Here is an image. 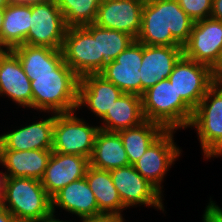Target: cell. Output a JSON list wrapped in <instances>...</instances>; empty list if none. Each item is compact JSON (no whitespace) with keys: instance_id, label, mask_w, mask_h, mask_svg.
<instances>
[{"instance_id":"1","label":"cell","mask_w":222,"mask_h":222,"mask_svg":"<svg viewBox=\"0 0 222 222\" xmlns=\"http://www.w3.org/2000/svg\"><path fill=\"white\" fill-rule=\"evenodd\" d=\"M193 24L177 0H152L143 5L141 30L136 40L151 46H183Z\"/></svg>"},{"instance_id":"2","label":"cell","mask_w":222,"mask_h":222,"mask_svg":"<svg viewBox=\"0 0 222 222\" xmlns=\"http://www.w3.org/2000/svg\"><path fill=\"white\" fill-rule=\"evenodd\" d=\"M32 87V110L45 113L77 111L80 78L63 62L53 74L27 75Z\"/></svg>"},{"instance_id":"3","label":"cell","mask_w":222,"mask_h":222,"mask_svg":"<svg viewBox=\"0 0 222 222\" xmlns=\"http://www.w3.org/2000/svg\"><path fill=\"white\" fill-rule=\"evenodd\" d=\"M141 97L145 120L157 123L165 130L188 128L194 110L177 95L169 79L148 88Z\"/></svg>"},{"instance_id":"4","label":"cell","mask_w":222,"mask_h":222,"mask_svg":"<svg viewBox=\"0 0 222 222\" xmlns=\"http://www.w3.org/2000/svg\"><path fill=\"white\" fill-rule=\"evenodd\" d=\"M2 207L17 220L41 221L52 214V198L40 180L27 177H7Z\"/></svg>"},{"instance_id":"5","label":"cell","mask_w":222,"mask_h":222,"mask_svg":"<svg viewBox=\"0 0 222 222\" xmlns=\"http://www.w3.org/2000/svg\"><path fill=\"white\" fill-rule=\"evenodd\" d=\"M189 128L197 131L204 159L222 157V85L210 87L194 109Z\"/></svg>"},{"instance_id":"6","label":"cell","mask_w":222,"mask_h":222,"mask_svg":"<svg viewBox=\"0 0 222 222\" xmlns=\"http://www.w3.org/2000/svg\"><path fill=\"white\" fill-rule=\"evenodd\" d=\"M61 51L64 62L79 78L98 74L103 69V57H99L98 26L94 23L67 28Z\"/></svg>"},{"instance_id":"7","label":"cell","mask_w":222,"mask_h":222,"mask_svg":"<svg viewBox=\"0 0 222 222\" xmlns=\"http://www.w3.org/2000/svg\"><path fill=\"white\" fill-rule=\"evenodd\" d=\"M76 111L56 113L53 126L52 151L91 158L99 126L87 123ZM85 119V120H84Z\"/></svg>"},{"instance_id":"8","label":"cell","mask_w":222,"mask_h":222,"mask_svg":"<svg viewBox=\"0 0 222 222\" xmlns=\"http://www.w3.org/2000/svg\"><path fill=\"white\" fill-rule=\"evenodd\" d=\"M176 130H166L155 140L133 165L146 180L162 194L164 178L173 164L182 155V148L174 142Z\"/></svg>"},{"instance_id":"9","label":"cell","mask_w":222,"mask_h":222,"mask_svg":"<svg viewBox=\"0 0 222 222\" xmlns=\"http://www.w3.org/2000/svg\"><path fill=\"white\" fill-rule=\"evenodd\" d=\"M110 173L113 184L126 208L144 205L165 213L164 195L138 173L134 165L112 169Z\"/></svg>"},{"instance_id":"10","label":"cell","mask_w":222,"mask_h":222,"mask_svg":"<svg viewBox=\"0 0 222 222\" xmlns=\"http://www.w3.org/2000/svg\"><path fill=\"white\" fill-rule=\"evenodd\" d=\"M67 28L56 0L31 5L30 30L25 44L62 49Z\"/></svg>"},{"instance_id":"11","label":"cell","mask_w":222,"mask_h":222,"mask_svg":"<svg viewBox=\"0 0 222 222\" xmlns=\"http://www.w3.org/2000/svg\"><path fill=\"white\" fill-rule=\"evenodd\" d=\"M177 95L194 110L214 84L212 69L182 56L168 77Z\"/></svg>"},{"instance_id":"12","label":"cell","mask_w":222,"mask_h":222,"mask_svg":"<svg viewBox=\"0 0 222 222\" xmlns=\"http://www.w3.org/2000/svg\"><path fill=\"white\" fill-rule=\"evenodd\" d=\"M222 50V21L206 18L194 22L188 41L183 45V56L213 67Z\"/></svg>"},{"instance_id":"13","label":"cell","mask_w":222,"mask_h":222,"mask_svg":"<svg viewBox=\"0 0 222 222\" xmlns=\"http://www.w3.org/2000/svg\"><path fill=\"white\" fill-rule=\"evenodd\" d=\"M142 63V43L134 40L111 63L99 73L117 86L123 93L141 96L140 67Z\"/></svg>"},{"instance_id":"14","label":"cell","mask_w":222,"mask_h":222,"mask_svg":"<svg viewBox=\"0 0 222 222\" xmlns=\"http://www.w3.org/2000/svg\"><path fill=\"white\" fill-rule=\"evenodd\" d=\"M141 0H102L94 24L129 34L135 40L141 30Z\"/></svg>"},{"instance_id":"15","label":"cell","mask_w":222,"mask_h":222,"mask_svg":"<svg viewBox=\"0 0 222 222\" xmlns=\"http://www.w3.org/2000/svg\"><path fill=\"white\" fill-rule=\"evenodd\" d=\"M7 96L18 107L32 110L31 80L12 50H0V97Z\"/></svg>"},{"instance_id":"16","label":"cell","mask_w":222,"mask_h":222,"mask_svg":"<svg viewBox=\"0 0 222 222\" xmlns=\"http://www.w3.org/2000/svg\"><path fill=\"white\" fill-rule=\"evenodd\" d=\"M51 116H50V115ZM48 117L34 120L17 129L0 135V150H45L52 149L53 126L56 113H48Z\"/></svg>"},{"instance_id":"17","label":"cell","mask_w":222,"mask_h":222,"mask_svg":"<svg viewBox=\"0 0 222 222\" xmlns=\"http://www.w3.org/2000/svg\"><path fill=\"white\" fill-rule=\"evenodd\" d=\"M183 56V46H151L142 44L140 67L141 96L156 83L168 79L175 64Z\"/></svg>"},{"instance_id":"18","label":"cell","mask_w":222,"mask_h":222,"mask_svg":"<svg viewBox=\"0 0 222 222\" xmlns=\"http://www.w3.org/2000/svg\"><path fill=\"white\" fill-rule=\"evenodd\" d=\"M123 92L110 81L98 74L80 78L78 84L77 111L86 107L99 121Z\"/></svg>"},{"instance_id":"19","label":"cell","mask_w":222,"mask_h":222,"mask_svg":"<svg viewBox=\"0 0 222 222\" xmlns=\"http://www.w3.org/2000/svg\"><path fill=\"white\" fill-rule=\"evenodd\" d=\"M89 165L87 157L52 151L41 184L52 198L66 185L85 177Z\"/></svg>"},{"instance_id":"20","label":"cell","mask_w":222,"mask_h":222,"mask_svg":"<svg viewBox=\"0 0 222 222\" xmlns=\"http://www.w3.org/2000/svg\"><path fill=\"white\" fill-rule=\"evenodd\" d=\"M56 208L79 219L99 215L95 195L85 177L66 185L52 197V214L57 212Z\"/></svg>"},{"instance_id":"21","label":"cell","mask_w":222,"mask_h":222,"mask_svg":"<svg viewBox=\"0 0 222 222\" xmlns=\"http://www.w3.org/2000/svg\"><path fill=\"white\" fill-rule=\"evenodd\" d=\"M52 149L45 150H0V165L5 168L6 177H27L41 180Z\"/></svg>"},{"instance_id":"22","label":"cell","mask_w":222,"mask_h":222,"mask_svg":"<svg viewBox=\"0 0 222 222\" xmlns=\"http://www.w3.org/2000/svg\"><path fill=\"white\" fill-rule=\"evenodd\" d=\"M144 121L142 97L136 94L123 93L114 101L98 126L99 129L105 131L118 132L138 126Z\"/></svg>"},{"instance_id":"23","label":"cell","mask_w":222,"mask_h":222,"mask_svg":"<svg viewBox=\"0 0 222 222\" xmlns=\"http://www.w3.org/2000/svg\"><path fill=\"white\" fill-rule=\"evenodd\" d=\"M89 162L90 166L107 171L130 165L118 132L99 129Z\"/></svg>"},{"instance_id":"24","label":"cell","mask_w":222,"mask_h":222,"mask_svg":"<svg viewBox=\"0 0 222 222\" xmlns=\"http://www.w3.org/2000/svg\"><path fill=\"white\" fill-rule=\"evenodd\" d=\"M31 5L9 3L4 8L0 50H12L25 44L30 30Z\"/></svg>"},{"instance_id":"25","label":"cell","mask_w":222,"mask_h":222,"mask_svg":"<svg viewBox=\"0 0 222 222\" xmlns=\"http://www.w3.org/2000/svg\"><path fill=\"white\" fill-rule=\"evenodd\" d=\"M85 178L95 195L100 214L123 216V205L118 191L113 184L110 171L98 169L89 165Z\"/></svg>"},{"instance_id":"26","label":"cell","mask_w":222,"mask_h":222,"mask_svg":"<svg viewBox=\"0 0 222 222\" xmlns=\"http://www.w3.org/2000/svg\"><path fill=\"white\" fill-rule=\"evenodd\" d=\"M26 75L53 74L63 62L61 49L23 44L12 49Z\"/></svg>"},{"instance_id":"27","label":"cell","mask_w":222,"mask_h":222,"mask_svg":"<svg viewBox=\"0 0 222 222\" xmlns=\"http://www.w3.org/2000/svg\"><path fill=\"white\" fill-rule=\"evenodd\" d=\"M166 130L159 124L145 120L140 125L118 131L128 156L133 165L145 153L147 148Z\"/></svg>"},{"instance_id":"28","label":"cell","mask_w":222,"mask_h":222,"mask_svg":"<svg viewBox=\"0 0 222 222\" xmlns=\"http://www.w3.org/2000/svg\"><path fill=\"white\" fill-rule=\"evenodd\" d=\"M67 27H83L95 23L102 0H56Z\"/></svg>"},{"instance_id":"29","label":"cell","mask_w":222,"mask_h":222,"mask_svg":"<svg viewBox=\"0 0 222 222\" xmlns=\"http://www.w3.org/2000/svg\"><path fill=\"white\" fill-rule=\"evenodd\" d=\"M134 40L127 33L98 26L99 57H103V68L114 61Z\"/></svg>"},{"instance_id":"30","label":"cell","mask_w":222,"mask_h":222,"mask_svg":"<svg viewBox=\"0 0 222 222\" xmlns=\"http://www.w3.org/2000/svg\"><path fill=\"white\" fill-rule=\"evenodd\" d=\"M177 2L194 22L211 17L213 0H177Z\"/></svg>"},{"instance_id":"31","label":"cell","mask_w":222,"mask_h":222,"mask_svg":"<svg viewBox=\"0 0 222 222\" xmlns=\"http://www.w3.org/2000/svg\"><path fill=\"white\" fill-rule=\"evenodd\" d=\"M202 222H222V208L210 197L202 215Z\"/></svg>"},{"instance_id":"32","label":"cell","mask_w":222,"mask_h":222,"mask_svg":"<svg viewBox=\"0 0 222 222\" xmlns=\"http://www.w3.org/2000/svg\"><path fill=\"white\" fill-rule=\"evenodd\" d=\"M79 222H115V215L100 214L97 216L84 217V218H80Z\"/></svg>"},{"instance_id":"33","label":"cell","mask_w":222,"mask_h":222,"mask_svg":"<svg viewBox=\"0 0 222 222\" xmlns=\"http://www.w3.org/2000/svg\"><path fill=\"white\" fill-rule=\"evenodd\" d=\"M211 69L214 83L222 85V50L218 61Z\"/></svg>"},{"instance_id":"34","label":"cell","mask_w":222,"mask_h":222,"mask_svg":"<svg viewBox=\"0 0 222 222\" xmlns=\"http://www.w3.org/2000/svg\"><path fill=\"white\" fill-rule=\"evenodd\" d=\"M211 18L222 21V0H213Z\"/></svg>"},{"instance_id":"35","label":"cell","mask_w":222,"mask_h":222,"mask_svg":"<svg viewBox=\"0 0 222 222\" xmlns=\"http://www.w3.org/2000/svg\"><path fill=\"white\" fill-rule=\"evenodd\" d=\"M16 218L4 207H0V222H14Z\"/></svg>"},{"instance_id":"36","label":"cell","mask_w":222,"mask_h":222,"mask_svg":"<svg viewBox=\"0 0 222 222\" xmlns=\"http://www.w3.org/2000/svg\"><path fill=\"white\" fill-rule=\"evenodd\" d=\"M6 178H7L6 173L3 171H0V207L2 206V199H3Z\"/></svg>"},{"instance_id":"37","label":"cell","mask_w":222,"mask_h":222,"mask_svg":"<svg viewBox=\"0 0 222 222\" xmlns=\"http://www.w3.org/2000/svg\"><path fill=\"white\" fill-rule=\"evenodd\" d=\"M51 0H11L12 3H19L23 5H34V4H40L45 3Z\"/></svg>"},{"instance_id":"38","label":"cell","mask_w":222,"mask_h":222,"mask_svg":"<svg viewBox=\"0 0 222 222\" xmlns=\"http://www.w3.org/2000/svg\"><path fill=\"white\" fill-rule=\"evenodd\" d=\"M37 222H73L71 220L67 221L65 220H60L58 217H56V214H51L50 216L46 217L45 219H42L41 221Z\"/></svg>"},{"instance_id":"39","label":"cell","mask_w":222,"mask_h":222,"mask_svg":"<svg viewBox=\"0 0 222 222\" xmlns=\"http://www.w3.org/2000/svg\"><path fill=\"white\" fill-rule=\"evenodd\" d=\"M3 20H4V8H0V34L3 25Z\"/></svg>"},{"instance_id":"40","label":"cell","mask_w":222,"mask_h":222,"mask_svg":"<svg viewBox=\"0 0 222 222\" xmlns=\"http://www.w3.org/2000/svg\"><path fill=\"white\" fill-rule=\"evenodd\" d=\"M9 3L11 0H0V8H5Z\"/></svg>"},{"instance_id":"41","label":"cell","mask_w":222,"mask_h":222,"mask_svg":"<svg viewBox=\"0 0 222 222\" xmlns=\"http://www.w3.org/2000/svg\"><path fill=\"white\" fill-rule=\"evenodd\" d=\"M115 222H127L123 216L115 215Z\"/></svg>"},{"instance_id":"42","label":"cell","mask_w":222,"mask_h":222,"mask_svg":"<svg viewBox=\"0 0 222 222\" xmlns=\"http://www.w3.org/2000/svg\"><path fill=\"white\" fill-rule=\"evenodd\" d=\"M14 222H36V221H33V220H15Z\"/></svg>"},{"instance_id":"43","label":"cell","mask_w":222,"mask_h":222,"mask_svg":"<svg viewBox=\"0 0 222 222\" xmlns=\"http://www.w3.org/2000/svg\"><path fill=\"white\" fill-rule=\"evenodd\" d=\"M141 1L145 3V2H149V1H152V0H141Z\"/></svg>"}]
</instances>
